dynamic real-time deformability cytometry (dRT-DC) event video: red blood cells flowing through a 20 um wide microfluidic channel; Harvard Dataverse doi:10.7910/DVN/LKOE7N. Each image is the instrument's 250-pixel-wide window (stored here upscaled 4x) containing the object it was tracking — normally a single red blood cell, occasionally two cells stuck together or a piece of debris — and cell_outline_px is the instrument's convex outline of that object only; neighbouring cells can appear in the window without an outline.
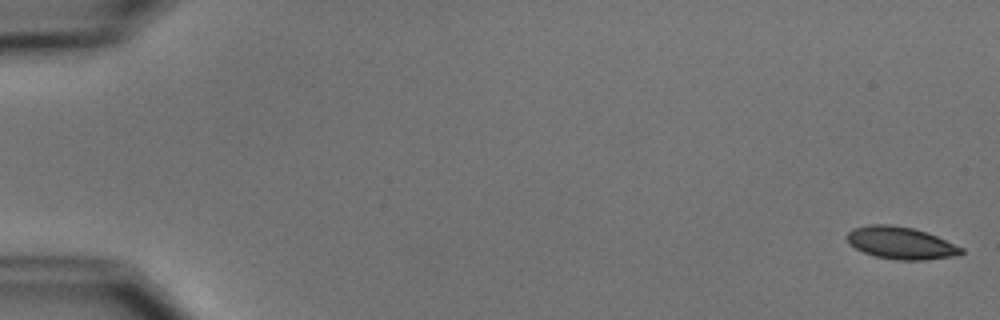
{"species": "common noctule bat (a hibernating species)", "species_latin": "Nyctalus noctula", "temperature_condition": "cold", "stored_images_in_passage": 54, "camera_frame_rate_fps": 3000, "um_per_image_px": 0.085, "animal": {"sex": "male", "body_mass_g": 15.6}, "frame": {"image": 1, "passage_image": 1, "time_ms": 0.0, "image_size_px": [1000, 320], "cell_outline_px": [[964, 252], [960, 256], [924, 260], [896, 260], [876, 256], [864, 252], [848, 244], [844, 236], [852, 228], [868, 224], [892, 224], [912, 228], [936, 236], [964, 248]], "centroid_in_image_um": [76.55, 20.65], "position_along_channel_um": 8.5, "area_um2": 21.73}}
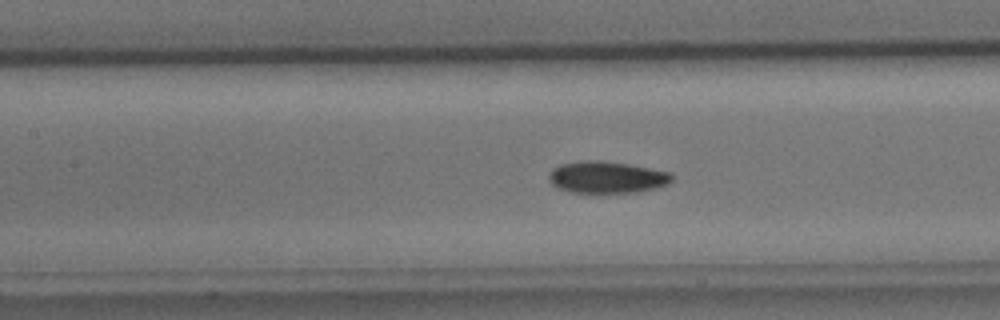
{"frame": {"image": 2, "passage_image": 25, "time_ms": 8.0, "image_size_px": [1000, 320], "cell_outline_px": [[672, 180], [668, 184], [656, 188], [640, 192], [596, 196], [572, 192], [556, 188], [548, 180], [548, 172], [552, 168], [560, 164], [584, 160], [600, 160], [628, 164], [672, 172]], "centroid_in_image_um": [51.54, 15.11], "position_along_channel_um": 155.9, "area_um2": 23.99}}
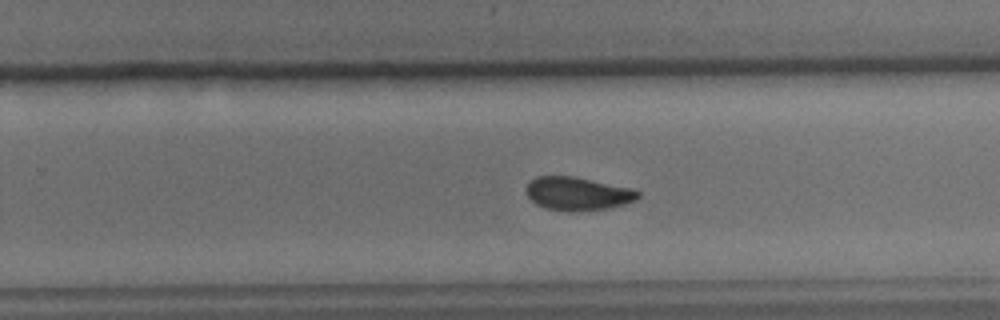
{"frame": {"image": 3, "passage_image": 35, "time_ms": 11.333, "image_size_px": [1000, 320], "cell_outline_px": [[640, 196], [636, 200], [624, 204], [608, 208], [572, 212], [544, 208], [536, 204], [524, 192], [524, 188], [536, 176], [572, 176], [628, 188], [640, 192]], "centroid_in_image_um": [49.05, 16.47], "position_along_channel_um": 280.8, "area_um2": 21.56}, "authors_computed_cell_mechanics": {"area_um2": 21.8773, "velocity_mm_per_s": 3.7555, "shape_relaxation_time_tau1_ms": 3.1797, "shape_relaxation_time_tau2_ms": 3.1349, "deformation_change_tau1": 0.0979, "deformation_change_tau2": 0.0722}}